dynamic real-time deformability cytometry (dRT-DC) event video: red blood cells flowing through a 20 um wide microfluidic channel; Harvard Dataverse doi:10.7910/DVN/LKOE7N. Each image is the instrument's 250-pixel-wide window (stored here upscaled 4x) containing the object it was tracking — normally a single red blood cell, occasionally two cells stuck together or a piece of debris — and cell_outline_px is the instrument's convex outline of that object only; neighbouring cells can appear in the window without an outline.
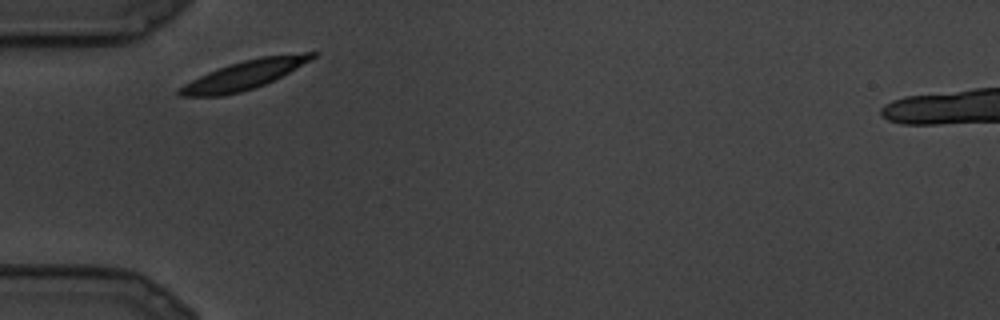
{"species": "common noctule bat (a hibernating species)", "species_latin": "Nyctalus noctula", "temperature_condition": "cold", "stored_images_in_passage": 6, "camera_frame_rate_fps": 3000, "um_per_image_px": 0.085, "animal": {"sex": "male", "body_mass_g": 19.5, "forearm_length_mm": 54.6}, "frame": {"image": 1, "passage_image": 1, "time_ms": 0.0, "image_size_px": [1000, 320], "cell_outline_px": [[316, 56], [288, 72], [264, 84], [240, 92], [220, 96], [180, 96], [176, 92], [176, 88], [208, 72], [244, 60], [260, 56], [304, 52], [316, 52]], "centroid_in_image_um": [20.71, 6.37], "position_along_channel_um": 64.3, "area_um2": 21.73}}
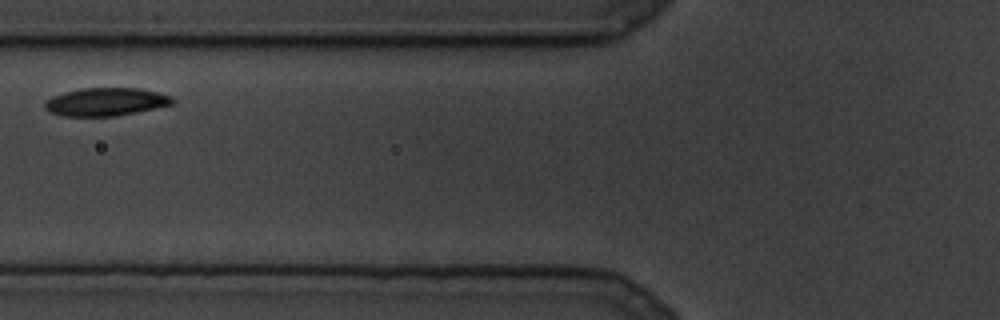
{"frame": {"image": 2, "passage_image": 3, "time_ms": 0.667, "image_size_px": [1000, 320], "cell_outline_px": [[176, 100], [172, 104], [116, 116], [64, 116], [48, 112], [44, 108], [44, 100], [52, 96], [64, 92], [80, 88], [140, 88], [172, 96]], "centroid_in_image_um": [8.94, 8.65], "position_along_channel_um": 116.9, "area_um2": 20.92}}
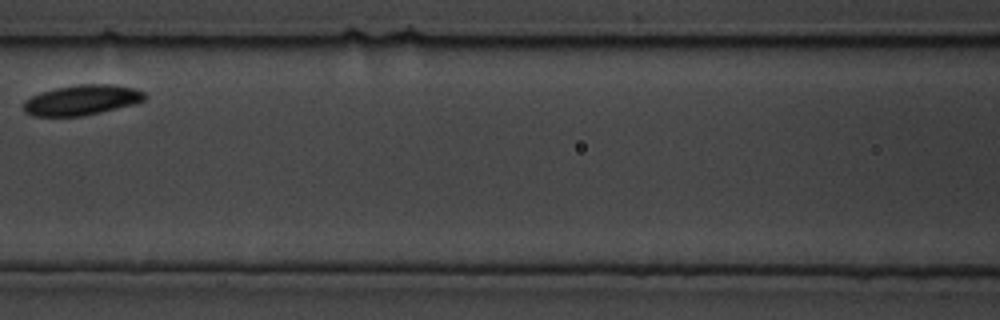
{"frame": {"image": 3, "passage_image": 5, "time_ms": 1.333, "image_size_px": [1000, 320], "cell_outline_px": [[148, 96], [144, 100], [132, 104], [100, 112], [80, 116], [32, 116], [24, 112], [24, 100], [32, 96], [56, 88], [80, 84], [112, 84], [132, 88], [144, 92]], "centroid_in_image_um": [6.94, 8.5], "position_along_channel_um": 159.7, "area_um2": 21.04}}